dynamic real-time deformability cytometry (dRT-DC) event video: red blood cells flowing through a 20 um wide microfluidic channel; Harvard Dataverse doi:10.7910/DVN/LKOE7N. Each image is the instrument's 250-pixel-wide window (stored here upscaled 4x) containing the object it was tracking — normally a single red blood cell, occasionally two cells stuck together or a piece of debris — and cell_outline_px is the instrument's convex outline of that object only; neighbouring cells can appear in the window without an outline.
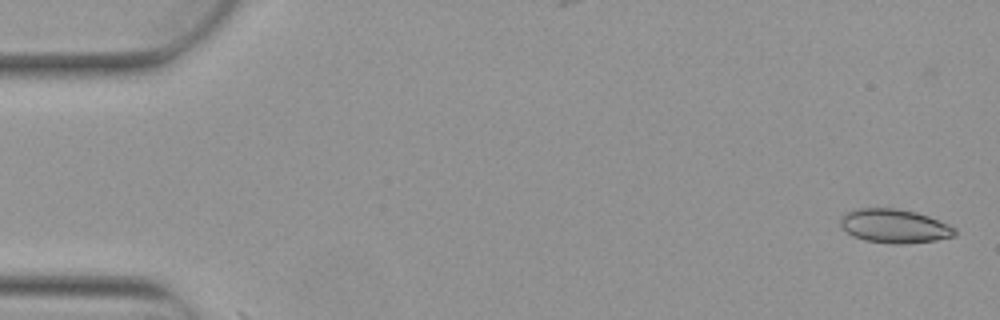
{"species": "Egyptian fruit bat (a non-hibernating species)", "species_latin": "Rousettus aegyptiacus", "temperature_condition": "warm", "stored_images_in_passage": 5, "camera_frame_rate_fps": 3000, "um_per_image_px": 0.085, "animal": {"sex": "female"}, "frame": {"image": 1, "passage_image": 1, "time_ms": 0.0, "image_size_px": [1000, 320], "cell_outline_px": [[956, 236], [936, 240], [904, 244], [892, 244], [864, 240], [852, 236], [840, 224], [840, 216], [848, 212], [860, 208], [896, 208], [916, 212], [928, 216], [948, 224], [956, 228]], "centroid_in_image_um": [76.04, 19.22], "position_along_channel_um": 9.0, "area_um2": 22.6}}
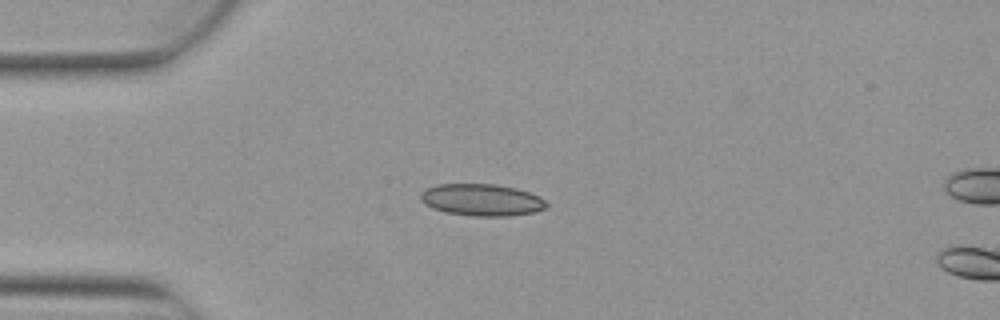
{"frame": {"image": 2, "passage_image": 4, "time_ms": 1.0, "image_size_px": [1000, 320], "cell_outline_px": [[548, 208], [536, 212], [508, 216], [472, 216], [444, 212], [432, 208], [424, 204], [420, 196], [420, 192], [436, 184], [496, 184], [516, 188], [540, 196], [548, 204]], "centroid_in_image_um": [40.96, 17.0], "position_along_channel_um": 44.0, "area_um2": 23.64}}